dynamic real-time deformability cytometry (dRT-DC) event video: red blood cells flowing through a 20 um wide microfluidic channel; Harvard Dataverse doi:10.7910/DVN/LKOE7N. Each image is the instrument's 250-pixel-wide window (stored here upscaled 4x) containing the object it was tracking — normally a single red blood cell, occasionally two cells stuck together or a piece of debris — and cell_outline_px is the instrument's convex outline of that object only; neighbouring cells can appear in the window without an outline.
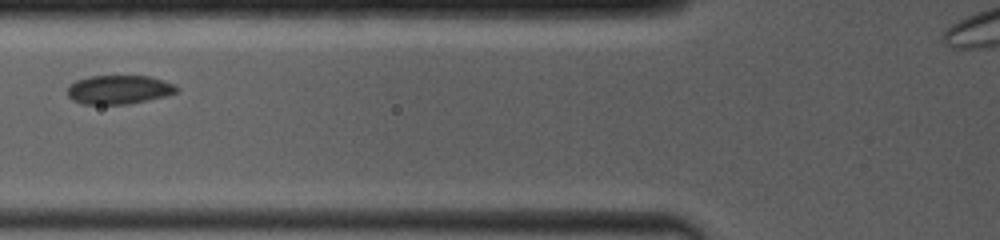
{"species": "common noctule bat (a hibernating species)", "species_latin": "Nyctalus noctula", "temperature_condition": "room temperature", "stored_images_in_passage": 20, "camera_frame_rate_fps": 4000, "um_per_image_px": 0.085, "animal": {"sex": "female", "body_mass_g": 19.0, "forearm_length_mm": 53.3}, "frame": {"image": 1, "passage_image": 4, "time_ms": 1.5, "image_size_px": [1000, 240], "cell_outline_px": [[180, 88], [176, 92], [164, 96], [148, 100], [128, 104], [84, 104], [72, 100], [68, 96], [68, 88], [76, 80], [92, 76], [148, 76], [172, 84]], "centroid_in_image_um": [10.09, 7.62], "position_along_channel_um": 115.7, "area_um2": 18.09}}